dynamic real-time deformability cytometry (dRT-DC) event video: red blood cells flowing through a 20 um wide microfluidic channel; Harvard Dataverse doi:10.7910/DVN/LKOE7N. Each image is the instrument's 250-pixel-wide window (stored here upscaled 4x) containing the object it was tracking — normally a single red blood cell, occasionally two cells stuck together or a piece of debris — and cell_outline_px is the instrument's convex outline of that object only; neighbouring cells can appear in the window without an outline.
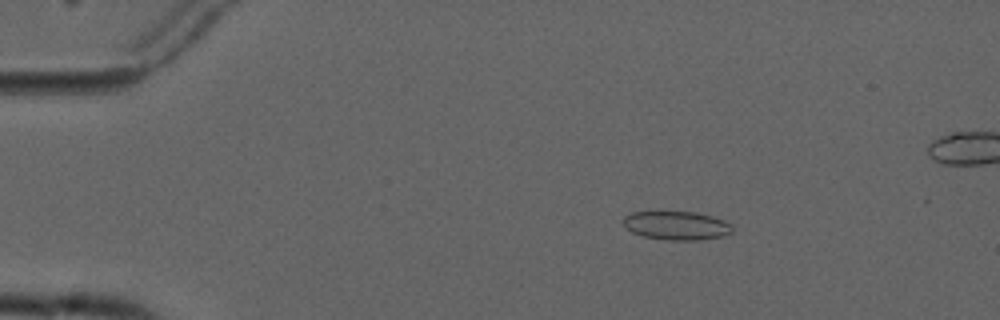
{"species": "common noctule bat (a hibernating species)", "species_latin": "Nyctalus noctula", "temperature_condition": "cold", "stored_images_in_passage": 7, "camera_frame_rate_fps": 3000, "um_per_image_px": 0.085, "animal": {"sex": "male", "forearm_length_mm": 52.5}, "frame": {"image": 1, "passage_image": 3, "time_ms": 2.333, "image_size_px": [1000, 320], "cell_outline_px": [[732, 232], [724, 236], [700, 240], [668, 240], [644, 236], [632, 232], [624, 224], [624, 216], [632, 212], [696, 212], [712, 216], [724, 220], [732, 224]], "centroid_in_image_um": [57.55, 19.17], "position_along_channel_um": 27.4, "area_um2": 18.15}}
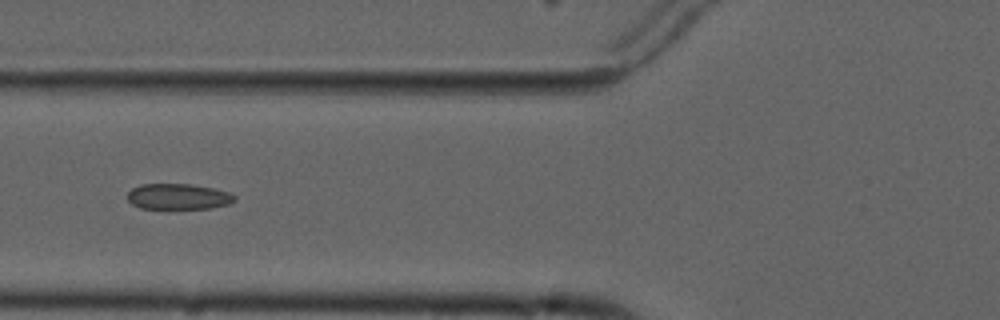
{"frame": {"image": 2, "passage_image": 6, "time_ms": 6.333, "image_size_px": [1000, 320], "cell_outline_px": [[236, 200], [228, 204], [212, 208], [168, 212], [164, 212], [140, 208], [132, 204], [128, 200], [128, 192], [132, 188], [140, 184], [192, 184], [212, 188], [228, 192], [236, 196]], "centroid_in_image_um": [15.12, 16.77], "position_along_channel_um": 110.7, "area_um2": 17.11}}
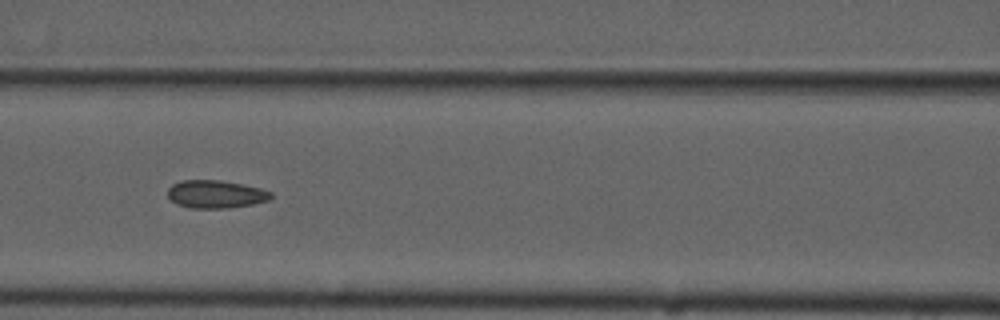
{"frame": {"image": 3, "passage_image": 7, "time_ms": 7.333, "image_size_px": [1000, 320], "cell_outline_px": [[272, 196], [268, 200], [252, 204], [228, 208], [192, 208], [176, 204], [168, 196], [168, 188], [172, 184], [180, 180], [220, 180], [260, 188], [272, 192]], "centroid_in_image_um": [18.31, 16.5], "position_along_channel_um": 148.3, "area_um2": 16.7}}